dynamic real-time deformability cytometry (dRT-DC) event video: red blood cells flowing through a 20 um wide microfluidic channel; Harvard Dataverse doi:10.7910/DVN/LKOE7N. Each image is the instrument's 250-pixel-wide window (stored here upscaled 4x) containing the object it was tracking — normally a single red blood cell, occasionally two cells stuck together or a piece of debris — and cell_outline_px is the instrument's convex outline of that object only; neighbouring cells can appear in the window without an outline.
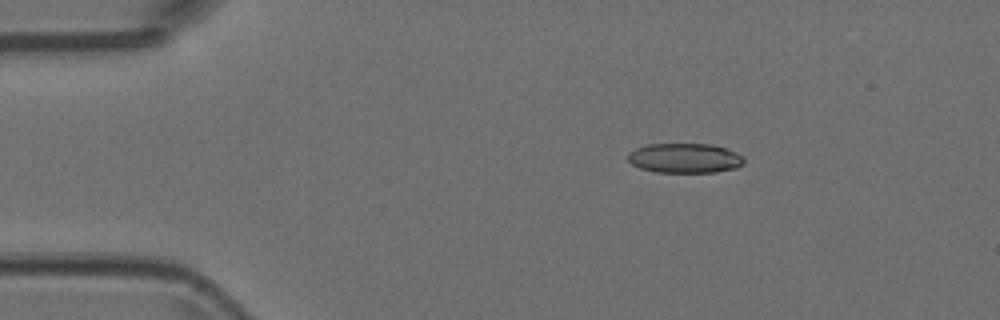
{"species": "Egyptian fruit bat (a non-hibernating species)", "species_latin": "Rousettus aegyptiacus", "temperature_condition": "room temperature", "stored_images_in_passage": 9, "camera_frame_rate_fps": 3000, "um_per_image_px": 0.085, "animal": {"sex": "female"}, "frame": {"image": 1, "passage_image": 2, "time_ms": 0.333, "image_size_px": [1000, 320], "cell_outline_px": [[744, 164], [736, 168], [716, 172], [656, 172], [640, 168], [632, 164], [628, 160], [628, 152], [636, 148], [648, 144], [712, 144], [736, 152], [744, 156]], "centroid_in_image_um": [58.22, 13.44], "position_along_channel_um": 26.8, "area_um2": 20.17}}
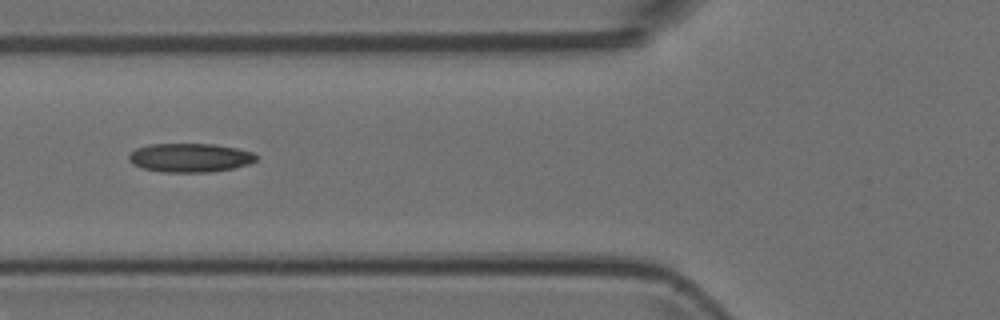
{"frame": {"image": 2, "passage_image": 5, "time_ms": 1.333, "image_size_px": [1000, 320], "cell_outline_px": [[256, 160], [248, 164], [232, 168], [212, 172], [160, 172], [144, 168], [132, 164], [128, 160], [128, 156], [136, 148], [148, 144], [216, 144], [236, 148], [252, 152], [256, 156]], "centroid_in_image_um": [16.12, 13.4], "position_along_channel_um": 109.7, "area_um2": 21.39}}
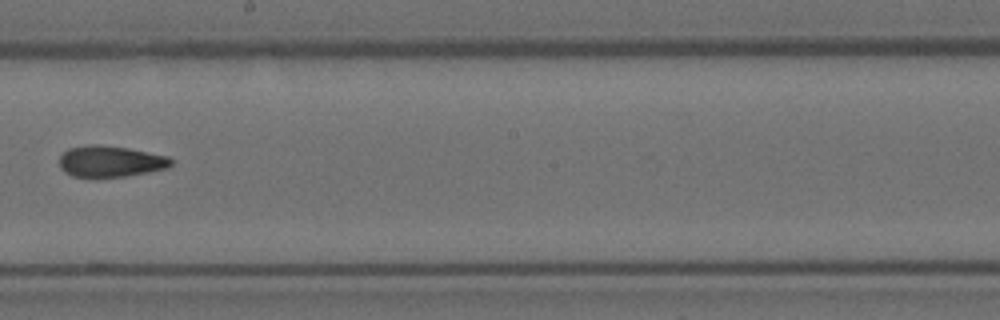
{"frame": {"image": 3, "passage_image": 8, "time_ms": 2.333, "image_size_px": [1000, 320], "cell_outline_px": [[172, 164], [168, 168], [148, 172], [124, 176], [72, 176], [64, 172], [60, 168], [60, 156], [68, 148], [88, 144], [96, 144], [128, 148], [168, 156], [172, 160]], "centroid_in_image_um": [9.38, 13.7], "position_along_channel_um": 238.8, "area_um2": 20.17}}